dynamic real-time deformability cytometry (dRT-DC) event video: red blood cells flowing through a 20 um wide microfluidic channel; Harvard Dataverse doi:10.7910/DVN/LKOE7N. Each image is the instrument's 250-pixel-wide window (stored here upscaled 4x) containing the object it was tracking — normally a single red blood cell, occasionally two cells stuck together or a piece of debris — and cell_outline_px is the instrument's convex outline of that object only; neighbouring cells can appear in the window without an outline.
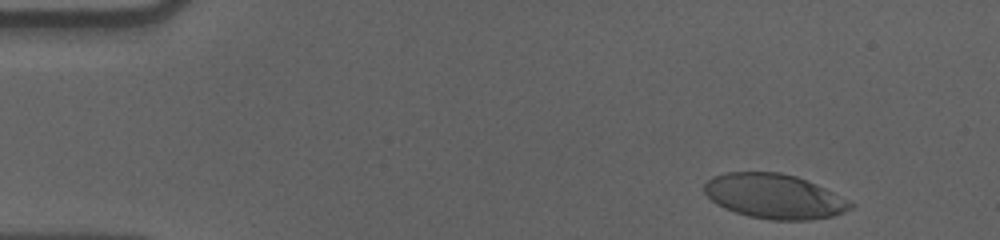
{"species": "human", "species_latin": "Homo sapiens", "temperature_condition": "cold", "stored_images_in_passage": 20, "camera_frame_rate_fps": 3000, "um_per_image_px": 0.085, "donor": {"sex": "male"}, "frame": {"image": 1, "passage_image": 3, "time_ms": 0.667, "image_size_px": [1000, 240], "cell_outline_px": [[856, 204], [852, 208], [844, 212], [832, 216], [808, 220], [772, 220], [748, 216], [724, 208], [716, 204], [704, 192], [704, 184], [712, 176], [728, 172], [780, 172], [796, 176], [816, 184]], "centroid_in_image_um": [65.8, 16.68], "position_along_channel_um": 19.2, "area_um2": 37.97}}
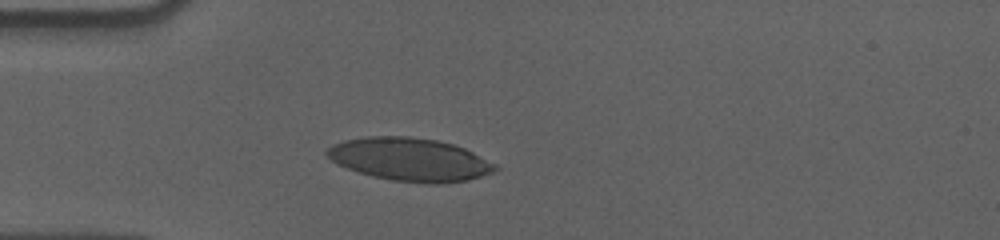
{"frame": {"image": 2, "passage_image": 13, "time_ms": 4.0, "image_size_px": [1000, 240], "cell_outline_px": [[500, 168], [492, 172], [468, 180], [444, 184], [428, 184], [392, 180], [372, 176], [336, 164], [324, 152], [332, 144], [344, 140], [368, 136], [408, 136], [436, 140], [452, 144], [464, 148], [496, 164]], "centroid_in_image_um": [34.83, 13.56], "position_along_channel_um": 50.2, "area_um2": 42.19}}
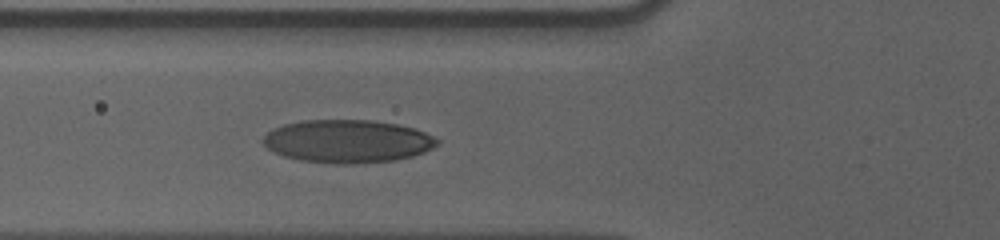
{"frame": {"image": 3, "passage_image": 18, "time_ms": 5.667, "image_size_px": [1000, 240], "cell_outline_px": [[440, 144], [424, 152], [412, 156], [396, 160], [352, 164], [332, 164], [300, 160], [284, 156], [268, 148], [264, 144], [264, 136], [272, 128], [284, 124], [304, 120], [372, 120], [396, 124], [416, 128], [440, 140]], "centroid_in_image_um": [29.56, 12.01], "position_along_channel_um": 96.2, "area_um2": 43.7}}